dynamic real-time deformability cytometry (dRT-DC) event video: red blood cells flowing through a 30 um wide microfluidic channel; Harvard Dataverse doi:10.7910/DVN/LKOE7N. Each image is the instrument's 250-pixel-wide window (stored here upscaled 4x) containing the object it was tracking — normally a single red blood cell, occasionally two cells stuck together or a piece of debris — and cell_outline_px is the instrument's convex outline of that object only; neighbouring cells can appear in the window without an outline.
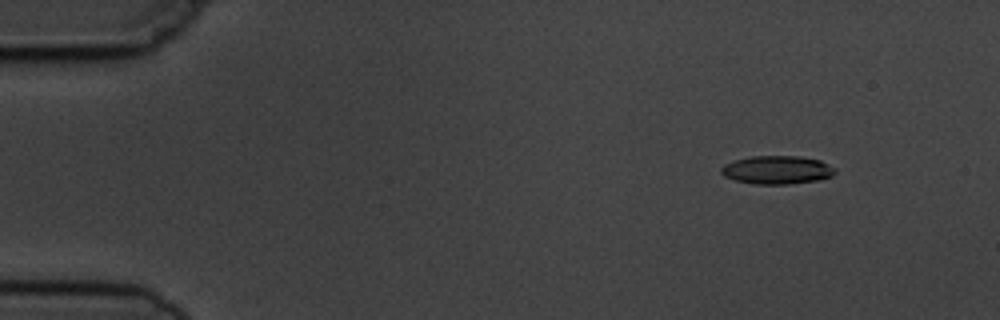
{"species": "common noctule bat (a hibernating species)", "species_latin": "Nyctalus noctula", "temperature_condition": "cold", "stored_images_in_passage": 4, "camera_frame_rate_fps": 3000, "um_per_image_px": 0.085, "animal": {"sex": "male", "body_mass_g": 19.5, "forearm_length_mm": 54.6}, "frame": {"image": 1, "passage_image": 2, "time_ms": 1.0, "image_size_px": [1000, 320], "cell_outline_px": [[836, 172], [832, 176], [820, 180], [788, 184], [752, 184], [736, 180], [724, 176], [720, 172], [720, 168], [724, 164], [736, 160], [752, 156], [800, 156], [820, 160], [836, 168]], "centroid_in_image_um": [66.07, 14.44], "position_along_channel_um": 18.9, "area_um2": 18.9}}
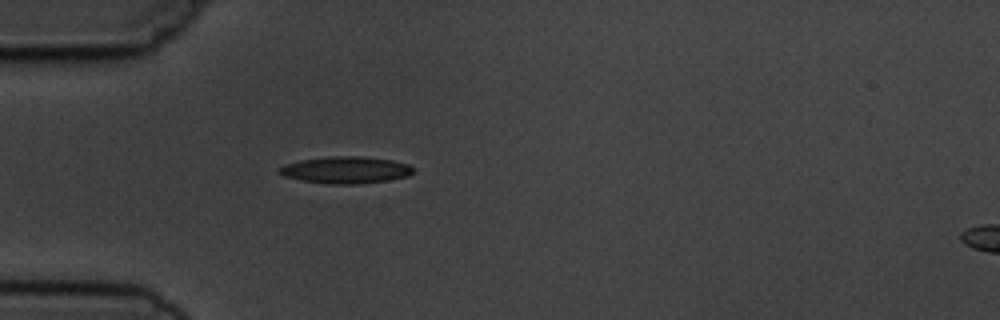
{"frame": {"image": 2, "passage_image": 4, "time_ms": 4.333, "image_size_px": [1000, 320], "cell_outline_px": [[412, 172], [408, 176], [388, 180], [360, 184], [332, 184], [300, 180], [284, 176], [276, 172], [276, 168], [284, 164], [300, 160], [328, 156], [364, 156], [392, 160], [408, 164], [412, 168]], "centroid_in_image_um": [29.33, 14.44], "position_along_channel_um": 55.7, "area_um2": 21.15}}